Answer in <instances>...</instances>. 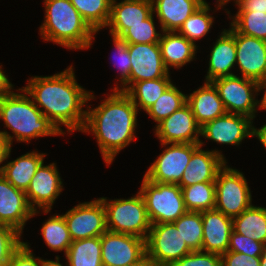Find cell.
I'll list each match as a JSON object with an SVG mask.
<instances>
[{
    "instance_id": "6da1fadb",
    "label": "cell",
    "mask_w": 266,
    "mask_h": 266,
    "mask_svg": "<svg viewBox=\"0 0 266 266\" xmlns=\"http://www.w3.org/2000/svg\"><path fill=\"white\" fill-rule=\"evenodd\" d=\"M27 82L23 89L59 131L65 134L60 127L64 125L70 133L82 132L87 112L83 106L95 97L77 83L72 65L52 76H33Z\"/></svg>"
},
{
    "instance_id": "7a4b0ae2",
    "label": "cell",
    "mask_w": 266,
    "mask_h": 266,
    "mask_svg": "<svg viewBox=\"0 0 266 266\" xmlns=\"http://www.w3.org/2000/svg\"><path fill=\"white\" fill-rule=\"evenodd\" d=\"M86 123L82 130L91 132L99 146L104 162L112 164L115 156L136 139L138 109L129 96L113 90L98 107H87Z\"/></svg>"
},
{
    "instance_id": "3957f363",
    "label": "cell",
    "mask_w": 266,
    "mask_h": 266,
    "mask_svg": "<svg viewBox=\"0 0 266 266\" xmlns=\"http://www.w3.org/2000/svg\"><path fill=\"white\" fill-rule=\"evenodd\" d=\"M18 90L22 93L12 90L0 99V119L14 135L7 131H0V134L10 147L14 138L17 142L29 143L38 137L64 135L42 114L23 88Z\"/></svg>"
},
{
    "instance_id": "277c9868",
    "label": "cell",
    "mask_w": 266,
    "mask_h": 266,
    "mask_svg": "<svg viewBox=\"0 0 266 266\" xmlns=\"http://www.w3.org/2000/svg\"><path fill=\"white\" fill-rule=\"evenodd\" d=\"M45 20L40 26V34L45 41H52L67 49H88L95 34L81 17L70 0H44Z\"/></svg>"
},
{
    "instance_id": "5b68a950",
    "label": "cell",
    "mask_w": 266,
    "mask_h": 266,
    "mask_svg": "<svg viewBox=\"0 0 266 266\" xmlns=\"http://www.w3.org/2000/svg\"><path fill=\"white\" fill-rule=\"evenodd\" d=\"M106 213L107 230L147 239L151 223L142 195L138 192L128 199L99 198Z\"/></svg>"
},
{
    "instance_id": "8992f818",
    "label": "cell",
    "mask_w": 266,
    "mask_h": 266,
    "mask_svg": "<svg viewBox=\"0 0 266 266\" xmlns=\"http://www.w3.org/2000/svg\"><path fill=\"white\" fill-rule=\"evenodd\" d=\"M139 193L151 224L173 223L187 212L178 184L151 182L144 177Z\"/></svg>"
},
{
    "instance_id": "52a82bcc",
    "label": "cell",
    "mask_w": 266,
    "mask_h": 266,
    "mask_svg": "<svg viewBox=\"0 0 266 266\" xmlns=\"http://www.w3.org/2000/svg\"><path fill=\"white\" fill-rule=\"evenodd\" d=\"M215 209L234 218L252 205V195L242 172L224 165L215 180Z\"/></svg>"
},
{
    "instance_id": "ba28073f",
    "label": "cell",
    "mask_w": 266,
    "mask_h": 266,
    "mask_svg": "<svg viewBox=\"0 0 266 266\" xmlns=\"http://www.w3.org/2000/svg\"><path fill=\"white\" fill-rule=\"evenodd\" d=\"M218 91L227 113L256 117L258 100L257 81L237 75L216 78L211 81ZM255 93V94H254Z\"/></svg>"
},
{
    "instance_id": "9c48e42d",
    "label": "cell",
    "mask_w": 266,
    "mask_h": 266,
    "mask_svg": "<svg viewBox=\"0 0 266 266\" xmlns=\"http://www.w3.org/2000/svg\"><path fill=\"white\" fill-rule=\"evenodd\" d=\"M191 252L173 223L151 224L146 239V255L156 266H171Z\"/></svg>"
},
{
    "instance_id": "30bf717a",
    "label": "cell",
    "mask_w": 266,
    "mask_h": 266,
    "mask_svg": "<svg viewBox=\"0 0 266 266\" xmlns=\"http://www.w3.org/2000/svg\"><path fill=\"white\" fill-rule=\"evenodd\" d=\"M161 144L162 147H166V149L163 150L159 156H157L156 160L144 174V177L151 182L162 184H178L182 179L184 170L191 159L193 151L200 144Z\"/></svg>"
},
{
    "instance_id": "8fae6325",
    "label": "cell",
    "mask_w": 266,
    "mask_h": 266,
    "mask_svg": "<svg viewBox=\"0 0 266 266\" xmlns=\"http://www.w3.org/2000/svg\"><path fill=\"white\" fill-rule=\"evenodd\" d=\"M63 216L72 241L98 237L107 231L105 208L98 198L79 203Z\"/></svg>"
},
{
    "instance_id": "7c38bea8",
    "label": "cell",
    "mask_w": 266,
    "mask_h": 266,
    "mask_svg": "<svg viewBox=\"0 0 266 266\" xmlns=\"http://www.w3.org/2000/svg\"><path fill=\"white\" fill-rule=\"evenodd\" d=\"M146 255V239L106 231L101 235L103 266H129Z\"/></svg>"
},
{
    "instance_id": "4fadbf2b",
    "label": "cell",
    "mask_w": 266,
    "mask_h": 266,
    "mask_svg": "<svg viewBox=\"0 0 266 266\" xmlns=\"http://www.w3.org/2000/svg\"><path fill=\"white\" fill-rule=\"evenodd\" d=\"M128 50L131 60L130 77L118 90L125 92L138 81L171 78L164 66L159 43L129 44Z\"/></svg>"
},
{
    "instance_id": "5bb4252c",
    "label": "cell",
    "mask_w": 266,
    "mask_h": 266,
    "mask_svg": "<svg viewBox=\"0 0 266 266\" xmlns=\"http://www.w3.org/2000/svg\"><path fill=\"white\" fill-rule=\"evenodd\" d=\"M155 136L161 143H191L204 145L199 137L201 126L197 123L190 106L186 103L155 127Z\"/></svg>"
},
{
    "instance_id": "9a60e30c",
    "label": "cell",
    "mask_w": 266,
    "mask_h": 266,
    "mask_svg": "<svg viewBox=\"0 0 266 266\" xmlns=\"http://www.w3.org/2000/svg\"><path fill=\"white\" fill-rule=\"evenodd\" d=\"M56 163L39 166L26 190V198L33 210L42 209L44 213L51 212L52 206L63 190Z\"/></svg>"
},
{
    "instance_id": "2e32d148",
    "label": "cell",
    "mask_w": 266,
    "mask_h": 266,
    "mask_svg": "<svg viewBox=\"0 0 266 266\" xmlns=\"http://www.w3.org/2000/svg\"><path fill=\"white\" fill-rule=\"evenodd\" d=\"M40 211L33 210L26 193L15 188L0 175V224L7 225L22 234L26 222Z\"/></svg>"
},
{
    "instance_id": "e0dca14e",
    "label": "cell",
    "mask_w": 266,
    "mask_h": 266,
    "mask_svg": "<svg viewBox=\"0 0 266 266\" xmlns=\"http://www.w3.org/2000/svg\"><path fill=\"white\" fill-rule=\"evenodd\" d=\"M252 124L247 116L226 112L206 122L201 127V136L216 143L239 146L244 138L252 137Z\"/></svg>"
},
{
    "instance_id": "ac0fdd59",
    "label": "cell",
    "mask_w": 266,
    "mask_h": 266,
    "mask_svg": "<svg viewBox=\"0 0 266 266\" xmlns=\"http://www.w3.org/2000/svg\"><path fill=\"white\" fill-rule=\"evenodd\" d=\"M236 65L242 77L255 81L266 78V41L235 31Z\"/></svg>"
},
{
    "instance_id": "d6986e66",
    "label": "cell",
    "mask_w": 266,
    "mask_h": 266,
    "mask_svg": "<svg viewBox=\"0 0 266 266\" xmlns=\"http://www.w3.org/2000/svg\"><path fill=\"white\" fill-rule=\"evenodd\" d=\"M199 145L192 153L178 185L188 187L196 183L215 182L218 171L227 164L219 150H203Z\"/></svg>"
},
{
    "instance_id": "ffe728a7",
    "label": "cell",
    "mask_w": 266,
    "mask_h": 266,
    "mask_svg": "<svg viewBox=\"0 0 266 266\" xmlns=\"http://www.w3.org/2000/svg\"><path fill=\"white\" fill-rule=\"evenodd\" d=\"M112 0L110 17L106 29L109 27L111 36L120 37L128 28L140 24L152 13L151 0Z\"/></svg>"
},
{
    "instance_id": "44dd1931",
    "label": "cell",
    "mask_w": 266,
    "mask_h": 266,
    "mask_svg": "<svg viewBox=\"0 0 266 266\" xmlns=\"http://www.w3.org/2000/svg\"><path fill=\"white\" fill-rule=\"evenodd\" d=\"M203 224L202 251L224 254L228 251L232 218L216 209L201 211Z\"/></svg>"
},
{
    "instance_id": "7402d4cb",
    "label": "cell",
    "mask_w": 266,
    "mask_h": 266,
    "mask_svg": "<svg viewBox=\"0 0 266 266\" xmlns=\"http://www.w3.org/2000/svg\"><path fill=\"white\" fill-rule=\"evenodd\" d=\"M210 53L206 82L235 75L231 70L236 64L235 30L232 27L221 32Z\"/></svg>"
},
{
    "instance_id": "603a6c76",
    "label": "cell",
    "mask_w": 266,
    "mask_h": 266,
    "mask_svg": "<svg viewBox=\"0 0 266 266\" xmlns=\"http://www.w3.org/2000/svg\"><path fill=\"white\" fill-rule=\"evenodd\" d=\"M153 14H157L161 31H178L205 0H151Z\"/></svg>"
},
{
    "instance_id": "cb8c5ba5",
    "label": "cell",
    "mask_w": 266,
    "mask_h": 266,
    "mask_svg": "<svg viewBox=\"0 0 266 266\" xmlns=\"http://www.w3.org/2000/svg\"><path fill=\"white\" fill-rule=\"evenodd\" d=\"M187 104L201 127L226 113L218 91L211 82L205 81L203 86L187 95Z\"/></svg>"
},
{
    "instance_id": "d4e9b609",
    "label": "cell",
    "mask_w": 266,
    "mask_h": 266,
    "mask_svg": "<svg viewBox=\"0 0 266 266\" xmlns=\"http://www.w3.org/2000/svg\"><path fill=\"white\" fill-rule=\"evenodd\" d=\"M159 46L164 66L168 71L169 67L180 69L193 61L198 48L177 31H163Z\"/></svg>"
},
{
    "instance_id": "484cf974",
    "label": "cell",
    "mask_w": 266,
    "mask_h": 266,
    "mask_svg": "<svg viewBox=\"0 0 266 266\" xmlns=\"http://www.w3.org/2000/svg\"><path fill=\"white\" fill-rule=\"evenodd\" d=\"M45 153L32 151L3 164V177L15 188L24 192L28 189L31 179L39 166L44 162Z\"/></svg>"
},
{
    "instance_id": "4316f807",
    "label": "cell",
    "mask_w": 266,
    "mask_h": 266,
    "mask_svg": "<svg viewBox=\"0 0 266 266\" xmlns=\"http://www.w3.org/2000/svg\"><path fill=\"white\" fill-rule=\"evenodd\" d=\"M233 231L266 243V208L251 205L240 215L232 218Z\"/></svg>"
},
{
    "instance_id": "83f0119b",
    "label": "cell",
    "mask_w": 266,
    "mask_h": 266,
    "mask_svg": "<svg viewBox=\"0 0 266 266\" xmlns=\"http://www.w3.org/2000/svg\"><path fill=\"white\" fill-rule=\"evenodd\" d=\"M65 257L68 266H103L101 236L72 241Z\"/></svg>"
},
{
    "instance_id": "f1b7e54d",
    "label": "cell",
    "mask_w": 266,
    "mask_h": 266,
    "mask_svg": "<svg viewBox=\"0 0 266 266\" xmlns=\"http://www.w3.org/2000/svg\"><path fill=\"white\" fill-rule=\"evenodd\" d=\"M171 84L170 78L143 80L133 83L125 93L138 110L146 111Z\"/></svg>"
},
{
    "instance_id": "f546056e",
    "label": "cell",
    "mask_w": 266,
    "mask_h": 266,
    "mask_svg": "<svg viewBox=\"0 0 266 266\" xmlns=\"http://www.w3.org/2000/svg\"><path fill=\"white\" fill-rule=\"evenodd\" d=\"M187 211L201 212L215 209V182H202L181 188Z\"/></svg>"
},
{
    "instance_id": "4dcf8cb0",
    "label": "cell",
    "mask_w": 266,
    "mask_h": 266,
    "mask_svg": "<svg viewBox=\"0 0 266 266\" xmlns=\"http://www.w3.org/2000/svg\"><path fill=\"white\" fill-rule=\"evenodd\" d=\"M70 2L94 31L105 28L109 21L112 0H70Z\"/></svg>"
},
{
    "instance_id": "1f68e13d",
    "label": "cell",
    "mask_w": 266,
    "mask_h": 266,
    "mask_svg": "<svg viewBox=\"0 0 266 266\" xmlns=\"http://www.w3.org/2000/svg\"><path fill=\"white\" fill-rule=\"evenodd\" d=\"M41 235L51 250L64 251L66 255L72 239L63 214L50 216L42 226Z\"/></svg>"
},
{
    "instance_id": "d6a6232c",
    "label": "cell",
    "mask_w": 266,
    "mask_h": 266,
    "mask_svg": "<svg viewBox=\"0 0 266 266\" xmlns=\"http://www.w3.org/2000/svg\"><path fill=\"white\" fill-rule=\"evenodd\" d=\"M187 103V94L171 84L145 112L158 124Z\"/></svg>"
},
{
    "instance_id": "836d02e7",
    "label": "cell",
    "mask_w": 266,
    "mask_h": 266,
    "mask_svg": "<svg viewBox=\"0 0 266 266\" xmlns=\"http://www.w3.org/2000/svg\"><path fill=\"white\" fill-rule=\"evenodd\" d=\"M210 10L209 4L205 1L185 20L177 32L196 45L195 40L206 36L213 25L214 16L209 15Z\"/></svg>"
},
{
    "instance_id": "e575fe53",
    "label": "cell",
    "mask_w": 266,
    "mask_h": 266,
    "mask_svg": "<svg viewBox=\"0 0 266 266\" xmlns=\"http://www.w3.org/2000/svg\"><path fill=\"white\" fill-rule=\"evenodd\" d=\"M230 23L236 32L266 41V12L238 11Z\"/></svg>"
},
{
    "instance_id": "d590c367",
    "label": "cell",
    "mask_w": 266,
    "mask_h": 266,
    "mask_svg": "<svg viewBox=\"0 0 266 266\" xmlns=\"http://www.w3.org/2000/svg\"><path fill=\"white\" fill-rule=\"evenodd\" d=\"M173 224L180 231L183 240L192 251L201 250L203 241L201 212L187 211Z\"/></svg>"
},
{
    "instance_id": "8d00e7d4",
    "label": "cell",
    "mask_w": 266,
    "mask_h": 266,
    "mask_svg": "<svg viewBox=\"0 0 266 266\" xmlns=\"http://www.w3.org/2000/svg\"><path fill=\"white\" fill-rule=\"evenodd\" d=\"M153 13L140 24L128 28L120 38L129 44L159 43L162 34L155 29Z\"/></svg>"
},
{
    "instance_id": "74e56055",
    "label": "cell",
    "mask_w": 266,
    "mask_h": 266,
    "mask_svg": "<svg viewBox=\"0 0 266 266\" xmlns=\"http://www.w3.org/2000/svg\"><path fill=\"white\" fill-rule=\"evenodd\" d=\"M21 233L0 224V266H8L13 253L22 245Z\"/></svg>"
},
{
    "instance_id": "f35d334b",
    "label": "cell",
    "mask_w": 266,
    "mask_h": 266,
    "mask_svg": "<svg viewBox=\"0 0 266 266\" xmlns=\"http://www.w3.org/2000/svg\"><path fill=\"white\" fill-rule=\"evenodd\" d=\"M112 38H113V43L116 49L115 53L117 54L116 56H118L117 57L118 62L115 61V63L113 64L114 66H117L118 64L117 67H119L118 70L120 71L119 82H121L120 87H118V85L115 84L116 86L113 88V90H118L129 80L130 71H131V60H130V54L128 50L129 43L122 40L120 37L112 36Z\"/></svg>"
},
{
    "instance_id": "ab89813d",
    "label": "cell",
    "mask_w": 266,
    "mask_h": 266,
    "mask_svg": "<svg viewBox=\"0 0 266 266\" xmlns=\"http://www.w3.org/2000/svg\"><path fill=\"white\" fill-rule=\"evenodd\" d=\"M263 246V243L254 241L250 237L244 236L233 230L230 233L228 251L260 257Z\"/></svg>"
},
{
    "instance_id": "60d3db41",
    "label": "cell",
    "mask_w": 266,
    "mask_h": 266,
    "mask_svg": "<svg viewBox=\"0 0 266 266\" xmlns=\"http://www.w3.org/2000/svg\"><path fill=\"white\" fill-rule=\"evenodd\" d=\"M171 266H222L221 255L196 250L174 262Z\"/></svg>"
},
{
    "instance_id": "b9f144b4",
    "label": "cell",
    "mask_w": 266,
    "mask_h": 266,
    "mask_svg": "<svg viewBox=\"0 0 266 266\" xmlns=\"http://www.w3.org/2000/svg\"><path fill=\"white\" fill-rule=\"evenodd\" d=\"M8 266H41V258L35 257L27 242L13 253Z\"/></svg>"
},
{
    "instance_id": "7bdbcfd3",
    "label": "cell",
    "mask_w": 266,
    "mask_h": 266,
    "mask_svg": "<svg viewBox=\"0 0 266 266\" xmlns=\"http://www.w3.org/2000/svg\"><path fill=\"white\" fill-rule=\"evenodd\" d=\"M222 266H261V258L227 251L221 255Z\"/></svg>"
},
{
    "instance_id": "ee69618b",
    "label": "cell",
    "mask_w": 266,
    "mask_h": 266,
    "mask_svg": "<svg viewBox=\"0 0 266 266\" xmlns=\"http://www.w3.org/2000/svg\"><path fill=\"white\" fill-rule=\"evenodd\" d=\"M238 11L266 12V0H234Z\"/></svg>"
},
{
    "instance_id": "f6af8a7d",
    "label": "cell",
    "mask_w": 266,
    "mask_h": 266,
    "mask_svg": "<svg viewBox=\"0 0 266 266\" xmlns=\"http://www.w3.org/2000/svg\"><path fill=\"white\" fill-rule=\"evenodd\" d=\"M13 89V84L9 81L7 75L2 70V65H0V99L5 95L9 94Z\"/></svg>"
},
{
    "instance_id": "bcb514c9",
    "label": "cell",
    "mask_w": 266,
    "mask_h": 266,
    "mask_svg": "<svg viewBox=\"0 0 266 266\" xmlns=\"http://www.w3.org/2000/svg\"><path fill=\"white\" fill-rule=\"evenodd\" d=\"M12 147L3 136H0V164L7 160L11 154ZM3 166L0 167V175H2Z\"/></svg>"
},
{
    "instance_id": "7dc6e473",
    "label": "cell",
    "mask_w": 266,
    "mask_h": 266,
    "mask_svg": "<svg viewBox=\"0 0 266 266\" xmlns=\"http://www.w3.org/2000/svg\"><path fill=\"white\" fill-rule=\"evenodd\" d=\"M252 136L257 137V139L262 143L263 147L266 149V124L259 129L252 126Z\"/></svg>"
},
{
    "instance_id": "c3c4849f",
    "label": "cell",
    "mask_w": 266,
    "mask_h": 266,
    "mask_svg": "<svg viewBox=\"0 0 266 266\" xmlns=\"http://www.w3.org/2000/svg\"><path fill=\"white\" fill-rule=\"evenodd\" d=\"M257 89L258 92H261V90L265 89L263 97L261 98V100H258V107L259 109L266 110V78L257 82Z\"/></svg>"
},
{
    "instance_id": "681fc988",
    "label": "cell",
    "mask_w": 266,
    "mask_h": 266,
    "mask_svg": "<svg viewBox=\"0 0 266 266\" xmlns=\"http://www.w3.org/2000/svg\"><path fill=\"white\" fill-rule=\"evenodd\" d=\"M129 266H156V265L147 255H145L140 261L131 264Z\"/></svg>"
},
{
    "instance_id": "f907efd6",
    "label": "cell",
    "mask_w": 266,
    "mask_h": 266,
    "mask_svg": "<svg viewBox=\"0 0 266 266\" xmlns=\"http://www.w3.org/2000/svg\"><path fill=\"white\" fill-rule=\"evenodd\" d=\"M55 258H56V261L44 260L41 258V266H63L62 263H60L59 256L57 255Z\"/></svg>"
},
{
    "instance_id": "816d5d0a",
    "label": "cell",
    "mask_w": 266,
    "mask_h": 266,
    "mask_svg": "<svg viewBox=\"0 0 266 266\" xmlns=\"http://www.w3.org/2000/svg\"><path fill=\"white\" fill-rule=\"evenodd\" d=\"M261 258V266H266V243L263 246L262 254L260 255Z\"/></svg>"
},
{
    "instance_id": "f5cc1de1",
    "label": "cell",
    "mask_w": 266,
    "mask_h": 266,
    "mask_svg": "<svg viewBox=\"0 0 266 266\" xmlns=\"http://www.w3.org/2000/svg\"><path fill=\"white\" fill-rule=\"evenodd\" d=\"M231 0H217V9H221L222 6H225L227 3H229ZM234 1V0H233Z\"/></svg>"
}]
</instances>
